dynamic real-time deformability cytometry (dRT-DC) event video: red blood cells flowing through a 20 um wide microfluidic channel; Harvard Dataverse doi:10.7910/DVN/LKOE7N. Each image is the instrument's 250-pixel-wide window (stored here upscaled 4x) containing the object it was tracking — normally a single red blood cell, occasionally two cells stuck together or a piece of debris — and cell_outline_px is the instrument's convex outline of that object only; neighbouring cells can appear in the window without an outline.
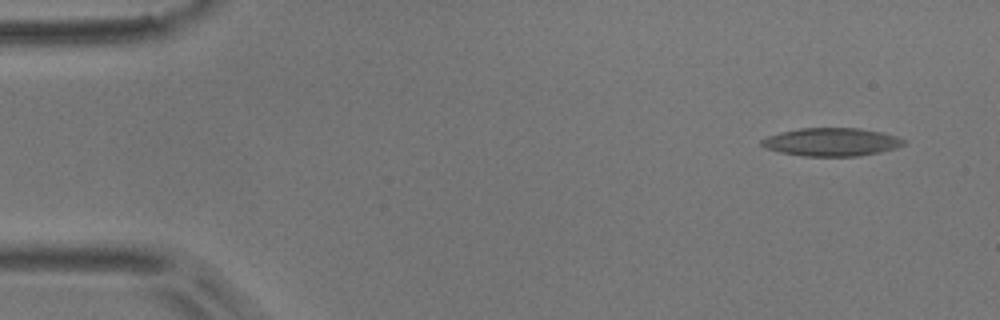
{"species": "common noctule bat (a hibernating species)", "species_latin": "Nyctalus noctula", "temperature_condition": "room temperature", "stored_images_in_passage": 4, "camera_frame_rate_fps": 3000, "um_per_image_px": 0.085, "animal": {"sex": "male", "body_mass_g": 17.9}, "frame": {"image": 1, "passage_image": 4, "time_ms": 1.0, "image_size_px": [1000, 320], "cell_outline_px": [[904, 144], [896, 148], [880, 152], [860, 156], [804, 156], [780, 152], [764, 148], [760, 144], [760, 140], [768, 136], [780, 132], [800, 128], [860, 128], [884, 132], [896, 136], [904, 140]], "centroid_in_image_um": [70.66, 12.07], "position_along_channel_um": 14.3, "area_um2": 23.41}}